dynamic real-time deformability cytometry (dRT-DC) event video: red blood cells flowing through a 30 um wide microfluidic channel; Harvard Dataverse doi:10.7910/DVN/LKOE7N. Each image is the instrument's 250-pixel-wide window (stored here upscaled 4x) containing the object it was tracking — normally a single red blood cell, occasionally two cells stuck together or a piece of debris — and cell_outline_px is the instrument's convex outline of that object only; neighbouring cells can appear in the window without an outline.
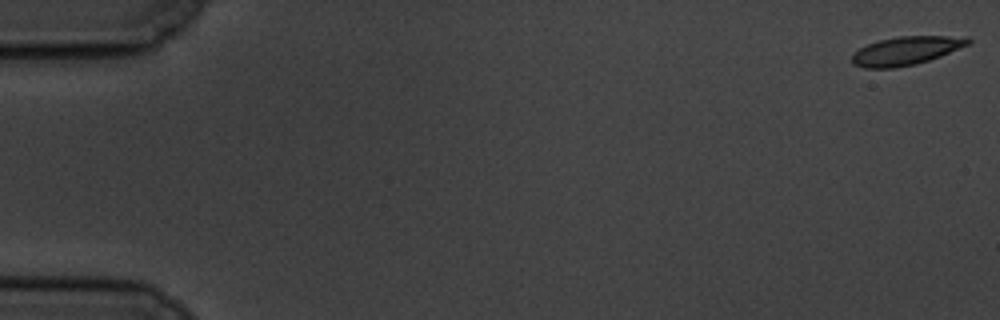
{"species": "common noctule bat (a hibernating species)", "species_latin": "Nyctalus noctula", "temperature_condition": "cold", "stored_images_in_passage": 58, "camera_frame_rate_fps": 3000, "um_per_image_px": 0.085, "animal": {"sex": "male", "body_mass_g": 19.5, "forearm_length_mm": 54.6}, "frame": {"image": 1, "passage_image": 1, "time_ms": 0.0, "image_size_px": [1000, 320], "cell_outline_px": [[972, 44], [940, 56], [916, 64], [892, 68], [864, 68], [852, 64], [852, 56], [860, 48], [868, 44], [880, 40], [900, 36], [968, 36], [972, 40]], "centroid_in_image_um": [77.08, 4.3], "position_along_channel_um": 7.9, "area_um2": 19.31}}
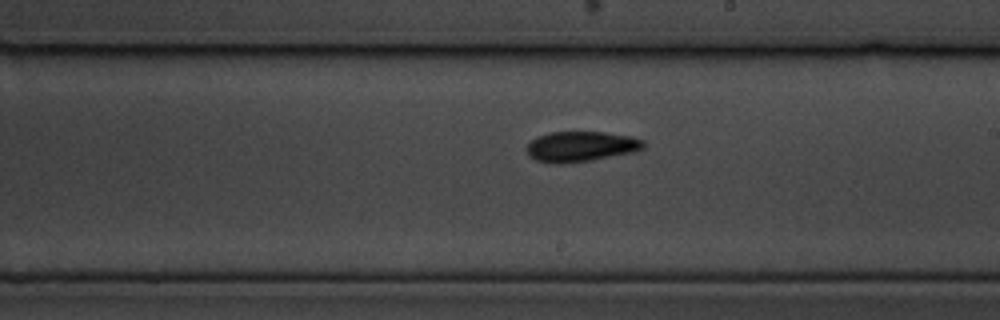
{"frame": {"image": 2, "passage_image": 34, "time_ms": 11.0, "image_size_px": [1000, 320], "cell_outline_px": [[644, 148], [636, 152], [592, 160], [560, 164], [552, 164], [536, 160], [528, 156], [524, 148], [536, 136], [552, 132], [604, 132], [632, 136], [644, 140]], "centroid_in_image_um": [49.36, 12.46], "position_along_channel_um": 239.6, "area_um2": 20.98}}
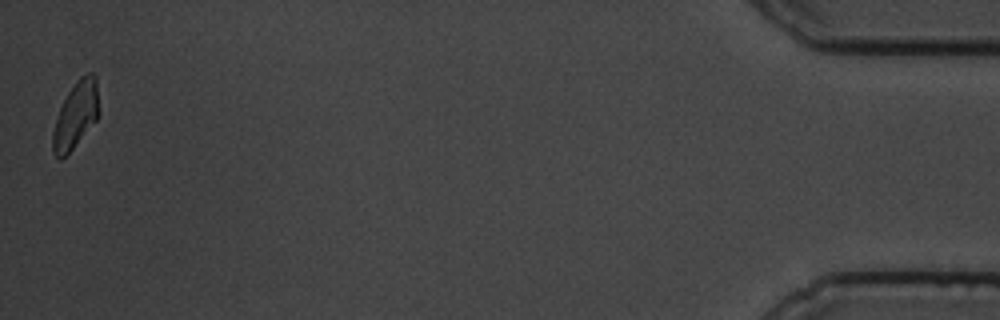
{"frame": {"image": 3, "passage_image": 58, "time_ms": 19.0, "image_size_px": [1000, 320], "cell_outline_px": [[96, 120], [72, 148], [60, 160], [52, 152], [52, 132], [60, 108], [68, 92], [76, 80], [80, 76], [88, 72], [92, 72], [96, 76]], "centroid_in_image_um": [6.39, 9.77], "position_along_channel_um": 428.8, "area_um2": 17.17}, "authors_computed_cell_mechanics": {"area_um2": 19.2763, "velocity_mm_per_s": 3.4634, "shape_relaxation_time_tau1_ms": 2.4869, "shape_relaxation_time_tau2_ms": 1.9587, "deformation_change_tau1": 0.0959, "deformation_change_tau2": 0.0659}}